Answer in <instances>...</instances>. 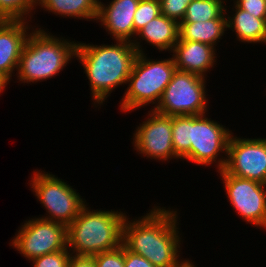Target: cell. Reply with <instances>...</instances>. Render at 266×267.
<instances>
[{
  "label": "cell",
  "instance_id": "7402d4cb",
  "mask_svg": "<svg viewBox=\"0 0 266 267\" xmlns=\"http://www.w3.org/2000/svg\"><path fill=\"white\" fill-rule=\"evenodd\" d=\"M36 8L37 0H0V20L32 22V14H35Z\"/></svg>",
  "mask_w": 266,
  "mask_h": 267
},
{
  "label": "cell",
  "instance_id": "ac0fdd59",
  "mask_svg": "<svg viewBox=\"0 0 266 267\" xmlns=\"http://www.w3.org/2000/svg\"><path fill=\"white\" fill-rule=\"evenodd\" d=\"M60 18L84 19L96 21L98 16V0H37V7Z\"/></svg>",
  "mask_w": 266,
  "mask_h": 267
},
{
  "label": "cell",
  "instance_id": "ffe728a7",
  "mask_svg": "<svg viewBox=\"0 0 266 267\" xmlns=\"http://www.w3.org/2000/svg\"><path fill=\"white\" fill-rule=\"evenodd\" d=\"M228 0H192L182 22H199L212 19H227L225 5Z\"/></svg>",
  "mask_w": 266,
  "mask_h": 267
},
{
  "label": "cell",
  "instance_id": "83f0119b",
  "mask_svg": "<svg viewBox=\"0 0 266 267\" xmlns=\"http://www.w3.org/2000/svg\"><path fill=\"white\" fill-rule=\"evenodd\" d=\"M124 267H155L148 259L124 247Z\"/></svg>",
  "mask_w": 266,
  "mask_h": 267
},
{
  "label": "cell",
  "instance_id": "5bb4252c",
  "mask_svg": "<svg viewBox=\"0 0 266 267\" xmlns=\"http://www.w3.org/2000/svg\"><path fill=\"white\" fill-rule=\"evenodd\" d=\"M140 0L99 1L96 23L101 25L112 40L134 41V14Z\"/></svg>",
  "mask_w": 266,
  "mask_h": 267
},
{
  "label": "cell",
  "instance_id": "484cf974",
  "mask_svg": "<svg viewBox=\"0 0 266 267\" xmlns=\"http://www.w3.org/2000/svg\"><path fill=\"white\" fill-rule=\"evenodd\" d=\"M96 267H124V246L93 256Z\"/></svg>",
  "mask_w": 266,
  "mask_h": 267
},
{
  "label": "cell",
  "instance_id": "9a60e30c",
  "mask_svg": "<svg viewBox=\"0 0 266 267\" xmlns=\"http://www.w3.org/2000/svg\"><path fill=\"white\" fill-rule=\"evenodd\" d=\"M217 49L209 44L178 40L170 54L176 70L189 72L207 79L208 72L214 69L217 63ZM213 69H210L212 68Z\"/></svg>",
  "mask_w": 266,
  "mask_h": 267
},
{
  "label": "cell",
  "instance_id": "d4e9b609",
  "mask_svg": "<svg viewBox=\"0 0 266 267\" xmlns=\"http://www.w3.org/2000/svg\"><path fill=\"white\" fill-rule=\"evenodd\" d=\"M161 14L169 19L177 21L179 24L182 22L187 6L192 0H159Z\"/></svg>",
  "mask_w": 266,
  "mask_h": 267
},
{
  "label": "cell",
  "instance_id": "8fae6325",
  "mask_svg": "<svg viewBox=\"0 0 266 267\" xmlns=\"http://www.w3.org/2000/svg\"><path fill=\"white\" fill-rule=\"evenodd\" d=\"M147 117L139 123L131 138L136 153L157 162L178 161L172 145V116L150 109Z\"/></svg>",
  "mask_w": 266,
  "mask_h": 267
},
{
  "label": "cell",
  "instance_id": "3957f363",
  "mask_svg": "<svg viewBox=\"0 0 266 267\" xmlns=\"http://www.w3.org/2000/svg\"><path fill=\"white\" fill-rule=\"evenodd\" d=\"M37 25L28 35L22 49L17 72L19 83L32 84L57 76L73 61L77 42L55 36Z\"/></svg>",
  "mask_w": 266,
  "mask_h": 267
},
{
  "label": "cell",
  "instance_id": "7c38bea8",
  "mask_svg": "<svg viewBox=\"0 0 266 267\" xmlns=\"http://www.w3.org/2000/svg\"><path fill=\"white\" fill-rule=\"evenodd\" d=\"M223 170L266 185V138H241L232 132Z\"/></svg>",
  "mask_w": 266,
  "mask_h": 267
},
{
  "label": "cell",
  "instance_id": "4dcf8cb0",
  "mask_svg": "<svg viewBox=\"0 0 266 267\" xmlns=\"http://www.w3.org/2000/svg\"><path fill=\"white\" fill-rule=\"evenodd\" d=\"M184 267H197L194 265V262L190 259V261Z\"/></svg>",
  "mask_w": 266,
  "mask_h": 267
},
{
  "label": "cell",
  "instance_id": "2e32d148",
  "mask_svg": "<svg viewBox=\"0 0 266 267\" xmlns=\"http://www.w3.org/2000/svg\"><path fill=\"white\" fill-rule=\"evenodd\" d=\"M178 40L179 23L160 14L149 21L137 33L132 44L138 53H146V51H144L145 48H142L143 44H141L144 41L147 45L157 48L159 52L168 51V53H171Z\"/></svg>",
  "mask_w": 266,
  "mask_h": 267
},
{
  "label": "cell",
  "instance_id": "8992f818",
  "mask_svg": "<svg viewBox=\"0 0 266 267\" xmlns=\"http://www.w3.org/2000/svg\"><path fill=\"white\" fill-rule=\"evenodd\" d=\"M50 173L45 170H33L28 183L37 201L39 200L46 210L45 215L39 218L68 226L87 202L67 181Z\"/></svg>",
  "mask_w": 266,
  "mask_h": 267
},
{
  "label": "cell",
  "instance_id": "f1b7e54d",
  "mask_svg": "<svg viewBox=\"0 0 266 267\" xmlns=\"http://www.w3.org/2000/svg\"><path fill=\"white\" fill-rule=\"evenodd\" d=\"M68 267H96L93 256L71 255Z\"/></svg>",
  "mask_w": 266,
  "mask_h": 267
},
{
  "label": "cell",
  "instance_id": "277c9868",
  "mask_svg": "<svg viewBox=\"0 0 266 267\" xmlns=\"http://www.w3.org/2000/svg\"><path fill=\"white\" fill-rule=\"evenodd\" d=\"M88 206L86 203L67 226V249L73 255L94 256L122 245L125 211L91 210Z\"/></svg>",
  "mask_w": 266,
  "mask_h": 267
},
{
  "label": "cell",
  "instance_id": "f546056e",
  "mask_svg": "<svg viewBox=\"0 0 266 267\" xmlns=\"http://www.w3.org/2000/svg\"><path fill=\"white\" fill-rule=\"evenodd\" d=\"M8 84L9 83L2 76H0V96L1 93H3V91L6 89Z\"/></svg>",
  "mask_w": 266,
  "mask_h": 267
},
{
  "label": "cell",
  "instance_id": "52a82bcc",
  "mask_svg": "<svg viewBox=\"0 0 266 267\" xmlns=\"http://www.w3.org/2000/svg\"><path fill=\"white\" fill-rule=\"evenodd\" d=\"M207 79L176 70L154 111L167 116L208 113Z\"/></svg>",
  "mask_w": 266,
  "mask_h": 267
},
{
  "label": "cell",
  "instance_id": "7a4b0ae2",
  "mask_svg": "<svg viewBox=\"0 0 266 267\" xmlns=\"http://www.w3.org/2000/svg\"><path fill=\"white\" fill-rule=\"evenodd\" d=\"M138 52L129 41L91 44L77 41L75 60L88 78L94 107H102L114 89L125 86Z\"/></svg>",
  "mask_w": 266,
  "mask_h": 267
},
{
  "label": "cell",
  "instance_id": "ba28073f",
  "mask_svg": "<svg viewBox=\"0 0 266 267\" xmlns=\"http://www.w3.org/2000/svg\"><path fill=\"white\" fill-rule=\"evenodd\" d=\"M207 114L190 115V162L202 167L214 164L218 172L224 169L232 131Z\"/></svg>",
  "mask_w": 266,
  "mask_h": 267
},
{
  "label": "cell",
  "instance_id": "d6986e66",
  "mask_svg": "<svg viewBox=\"0 0 266 267\" xmlns=\"http://www.w3.org/2000/svg\"><path fill=\"white\" fill-rule=\"evenodd\" d=\"M227 31V19H212L199 22H181L179 40L209 44L216 48Z\"/></svg>",
  "mask_w": 266,
  "mask_h": 267
},
{
  "label": "cell",
  "instance_id": "cb8c5ba5",
  "mask_svg": "<svg viewBox=\"0 0 266 267\" xmlns=\"http://www.w3.org/2000/svg\"><path fill=\"white\" fill-rule=\"evenodd\" d=\"M72 253L68 249L45 254L30 260L33 267H68Z\"/></svg>",
  "mask_w": 266,
  "mask_h": 267
},
{
  "label": "cell",
  "instance_id": "e0dca14e",
  "mask_svg": "<svg viewBox=\"0 0 266 267\" xmlns=\"http://www.w3.org/2000/svg\"><path fill=\"white\" fill-rule=\"evenodd\" d=\"M231 5L232 10L229 11ZM231 5H225L227 29L235 32L236 41L243 42L244 44L251 43L254 45L259 43L265 45L266 18H255L249 12L240 9L235 3Z\"/></svg>",
  "mask_w": 266,
  "mask_h": 267
},
{
  "label": "cell",
  "instance_id": "4316f807",
  "mask_svg": "<svg viewBox=\"0 0 266 267\" xmlns=\"http://www.w3.org/2000/svg\"><path fill=\"white\" fill-rule=\"evenodd\" d=\"M255 18H266V0H230Z\"/></svg>",
  "mask_w": 266,
  "mask_h": 267
},
{
  "label": "cell",
  "instance_id": "4fadbf2b",
  "mask_svg": "<svg viewBox=\"0 0 266 267\" xmlns=\"http://www.w3.org/2000/svg\"><path fill=\"white\" fill-rule=\"evenodd\" d=\"M29 23L31 21L0 20V76L8 83L15 76L27 37L35 28Z\"/></svg>",
  "mask_w": 266,
  "mask_h": 267
},
{
  "label": "cell",
  "instance_id": "5b68a950",
  "mask_svg": "<svg viewBox=\"0 0 266 267\" xmlns=\"http://www.w3.org/2000/svg\"><path fill=\"white\" fill-rule=\"evenodd\" d=\"M147 56L146 53L136 56L126 83L128 87L119 102L122 113L136 111L150 104L154 105L151 109L155 108L176 71L173 57L155 60Z\"/></svg>",
  "mask_w": 266,
  "mask_h": 267
},
{
  "label": "cell",
  "instance_id": "9c48e42d",
  "mask_svg": "<svg viewBox=\"0 0 266 267\" xmlns=\"http://www.w3.org/2000/svg\"><path fill=\"white\" fill-rule=\"evenodd\" d=\"M17 232L9 246L29 262L33 258L67 249V226L62 223L32 217L26 219Z\"/></svg>",
  "mask_w": 266,
  "mask_h": 267
},
{
  "label": "cell",
  "instance_id": "30bf717a",
  "mask_svg": "<svg viewBox=\"0 0 266 267\" xmlns=\"http://www.w3.org/2000/svg\"><path fill=\"white\" fill-rule=\"evenodd\" d=\"M225 195L237 215L245 221L266 231V185L260 182L218 171Z\"/></svg>",
  "mask_w": 266,
  "mask_h": 267
},
{
  "label": "cell",
  "instance_id": "603a6c76",
  "mask_svg": "<svg viewBox=\"0 0 266 267\" xmlns=\"http://www.w3.org/2000/svg\"><path fill=\"white\" fill-rule=\"evenodd\" d=\"M161 14L159 0H140L134 14V40L137 33L152 19Z\"/></svg>",
  "mask_w": 266,
  "mask_h": 267
},
{
  "label": "cell",
  "instance_id": "6da1fadb",
  "mask_svg": "<svg viewBox=\"0 0 266 267\" xmlns=\"http://www.w3.org/2000/svg\"><path fill=\"white\" fill-rule=\"evenodd\" d=\"M149 211L133 220L126 216L122 245L148 259L155 267H184L190 260L180 257L183 240L178 210L154 204Z\"/></svg>",
  "mask_w": 266,
  "mask_h": 267
},
{
  "label": "cell",
  "instance_id": "44dd1931",
  "mask_svg": "<svg viewBox=\"0 0 266 267\" xmlns=\"http://www.w3.org/2000/svg\"><path fill=\"white\" fill-rule=\"evenodd\" d=\"M172 145L180 160L190 161V115L172 116Z\"/></svg>",
  "mask_w": 266,
  "mask_h": 267
}]
</instances>
